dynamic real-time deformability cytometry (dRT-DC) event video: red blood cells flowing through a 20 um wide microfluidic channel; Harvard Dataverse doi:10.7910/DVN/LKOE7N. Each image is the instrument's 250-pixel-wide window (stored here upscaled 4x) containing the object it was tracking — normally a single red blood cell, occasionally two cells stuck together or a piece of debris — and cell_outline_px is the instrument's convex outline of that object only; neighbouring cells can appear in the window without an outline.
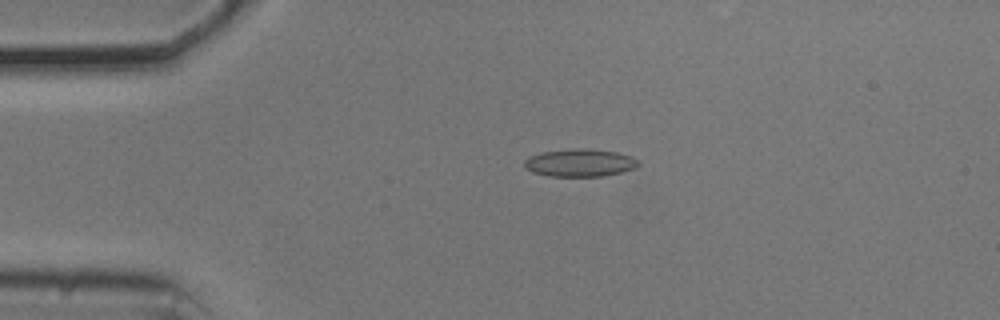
{"species": "common noctule bat (a hibernating species)", "species_latin": "Nyctalus noctula", "temperature_condition": "cold", "stored_images_in_passage": 54, "camera_frame_rate_fps": 3000, "um_per_image_px": 0.085, "animal": {"sex": "male", "body_mass_g": 20.5, "forearm_length_mm": 52.5}, "frame": {"image": 1, "passage_image": 12, "time_ms": 3.667, "image_size_px": [1000, 320], "cell_outline_px": [[640, 164], [636, 168], [604, 176], [548, 176], [532, 172], [524, 168], [524, 160], [528, 156], [544, 152], [576, 148], [580, 148], [616, 152], [632, 156]], "centroid_in_image_um": [49.26, 13.84], "position_along_channel_um": 35.7, "area_um2": 18.32}}
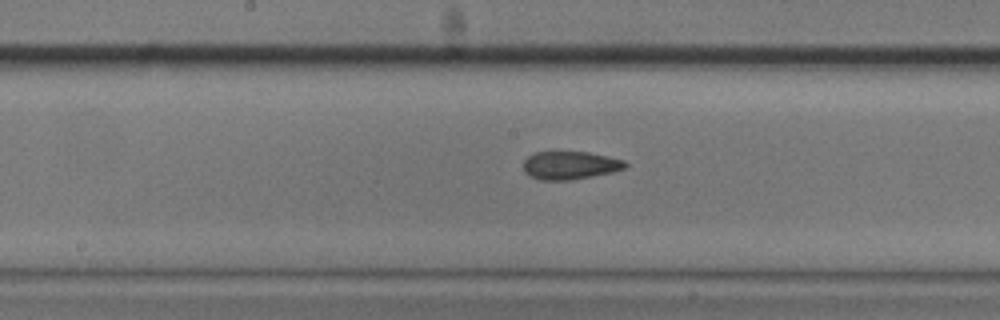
{"frame": {"image": 2, "passage_image": 28, "time_ms": 9.0, "image_size_px": [1000, 320], "cell_outline_px": [[628, 164], [624, 168], [612, 172], [572, 180], [540, 180], [528, 176], [524, 172], [524, 160], [528, 156], [536, 152], [588, 152], [608, 156], [624, 160]], "centroid_in_image_um": [48.44, 14.06], "position_along_channel_um": 199.8, "area_um2": 16.7}}
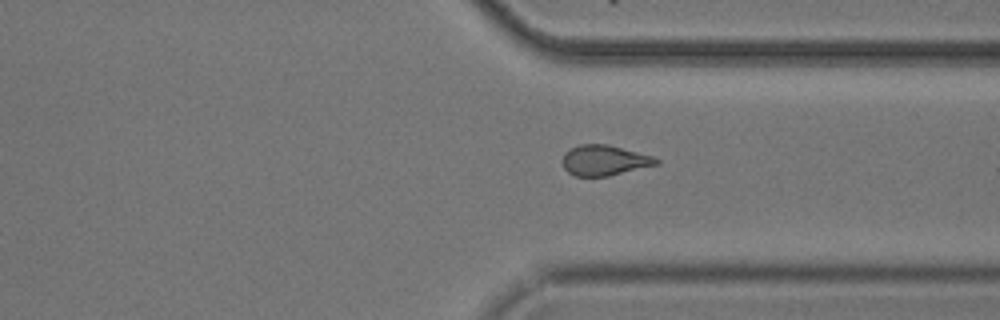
{"frame": {"image": 3, "passage_image": 41, "time_ms": 13.333, "image_size_px": [1000, 320], "cell_outline_px": [[660, 164], [608, 176], [576, 176], [568, 172], [564, 168], [564, 152], [580, 144], [608, 144], [652, 156], [660, 160]], "centroid_in_image_um": [51.4, 13.63], "position_along_channel_um": 360.0, "area_um2": 16.47}, "authors_computed_cell_mechanics": {"area_um2": 17.2533, "velocity_mm_per_s": 3.7098, "shape_relaxation_time_tau1_ms": 5.0383, "shape_relaxation_time_tau2_ms": 2.1912, "deformation_change_tau1": 0.1284, "deformation_change_tau2": 0.0915}}